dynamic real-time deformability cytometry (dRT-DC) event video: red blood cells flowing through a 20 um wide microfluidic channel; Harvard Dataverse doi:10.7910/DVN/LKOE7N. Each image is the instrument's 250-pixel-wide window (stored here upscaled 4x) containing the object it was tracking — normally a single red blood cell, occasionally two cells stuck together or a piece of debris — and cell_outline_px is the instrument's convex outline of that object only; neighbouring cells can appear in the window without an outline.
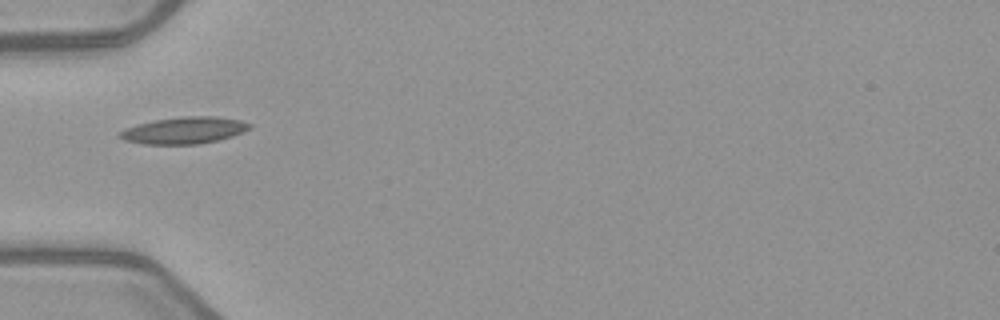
{"species": "common noctule bat (a hibernating species)", "species_latin": "Nyctalus noctula", "temperature_condition": "warm", "stored_images_in_passage": 1, "camera_frame_rate_fps": 3000, "um_per_image_px": 0.085, "animal": {"sex": "female", "body_mass_g": 21.9}, "frame": {"image": 1, "passage_image": 1, "time_ms": 0.0, "image_size_px": [1000, 320], "cell_outline_px": [[252, 128], [244, 132], [232, 136], [200, 144], [144, 144], [124, 140], [120, 136], [120, 132], [128, 128], [140, 124], [156, 120], [180, 116], [216, 116], [240, 120], [252, 124]], "centroid_in_image_um": [15.73, 11.08], "position_along_channel_um": 69.3, "area_um2": 20.06}}